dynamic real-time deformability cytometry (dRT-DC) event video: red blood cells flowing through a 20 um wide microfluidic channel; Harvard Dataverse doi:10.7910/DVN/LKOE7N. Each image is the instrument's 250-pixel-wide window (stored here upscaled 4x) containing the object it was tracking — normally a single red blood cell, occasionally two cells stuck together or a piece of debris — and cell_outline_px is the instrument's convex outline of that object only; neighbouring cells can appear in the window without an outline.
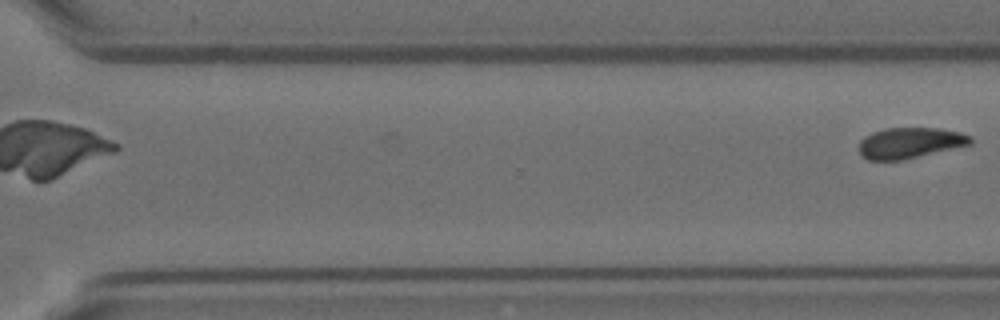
{"species": "Egyptian fruit bat (a non-hibernating species)", "species_latin": "Rousettus aegyptiacus", "temperature_condition": "room temperature", "stored_images_in_passage": 8, "camera_frame_rate_fps": 3000, "um_per_image_px": 0.085, "animal": {"sex": "female"}, "frame": {"image": 1, "passage_image": 8, "time_ms": 2.333, "image_size_px": [1000, 320], "cell_outline_px": [[972, 144], [900, 160], [868, 160], [860, 156], [860, 140], [864, 136], [872, 132], [884, 128], [936, 128], [960, 132], [972, 136]], "centroid_in_image_um": [77.32, 12.14], "position_along_channel_um": 293.3, "area_um2": 19.94}}